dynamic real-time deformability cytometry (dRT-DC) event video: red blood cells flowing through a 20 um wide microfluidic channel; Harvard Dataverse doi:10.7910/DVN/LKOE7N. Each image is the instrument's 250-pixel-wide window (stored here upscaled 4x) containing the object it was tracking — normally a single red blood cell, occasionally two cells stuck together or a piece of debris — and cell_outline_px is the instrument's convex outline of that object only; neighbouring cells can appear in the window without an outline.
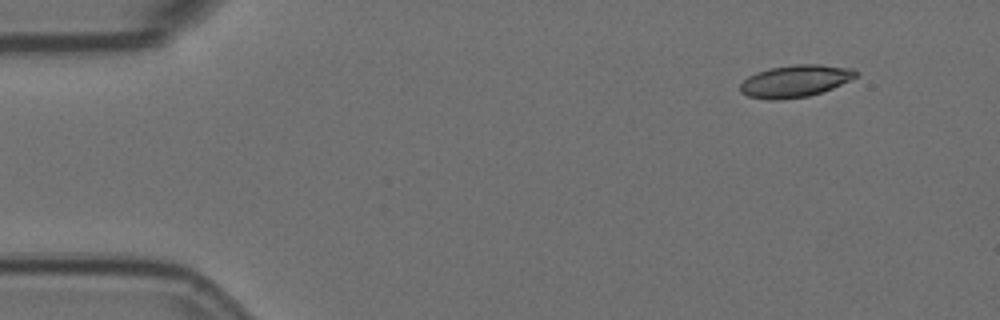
{"species": "Egyptian fruit bat (a non-hibernating species)", "species_latin": "Rousettus aegyptiacus", "temperature_condition": "room temperature", "stored_images_in_passage": 3, "camera_frame_rate_fps": 3000, "um_per_image_px": 0.085, "animal": {"sex": "female"}, "frame": {"image": 1, "passage_image": 1, "time_ms": 0.0, "image_size_px": [1000, 320], "cell_outline_px": [[860, 72], [856, 76], [832, 88], [808, 96], [776, 100], [768, 100], [748, 96], [740, 92], [740, 84], [748, 76], [756, 72], [768, 68], [796, 64], [820, 64], [856, 68]], "centroid_in_image_um": [67.59, 6.87], "position_along_channel_um": 17.4, "area_um2": 21.73}}
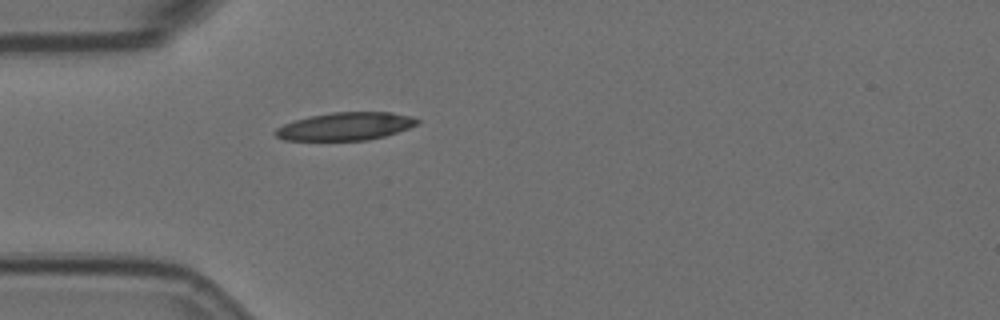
{"frame": {"image": 2, "passage_image": 3, "time_ms": 0.667, "image_size_px": [1000, 320], "cell_outline_px": [[420, 120], [416, 124], [408, 128], [384, 136], [368, 140], [284, 140], [276, 136], [272, 132], [276, 128], [284, 124], [308, 116], [332, 112], [392, 112], [408, 116]], "centroid_in_image_um": [29.31, 10.73], "position_along_channel_um": 55.7, "area_um2": 22.89}}